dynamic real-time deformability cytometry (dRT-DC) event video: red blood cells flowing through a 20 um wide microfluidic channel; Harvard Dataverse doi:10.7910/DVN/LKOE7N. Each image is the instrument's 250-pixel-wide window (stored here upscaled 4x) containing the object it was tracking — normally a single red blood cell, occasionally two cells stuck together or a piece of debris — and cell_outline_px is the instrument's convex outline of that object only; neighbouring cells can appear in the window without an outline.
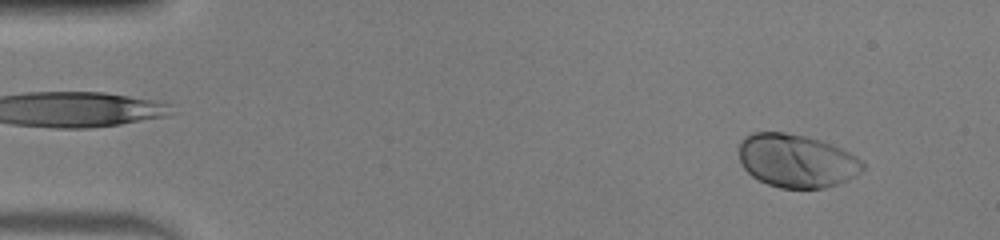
{"species": "human", "species_latin": "Homo sapiens", "temperature_condition": "warm", "stored_images_in_passage": 50, "camera_frame_rate_fps": 3000, "um_per_image_px": 0.085, "donor": {"sex": "male"}, "frame": {"image": 1, "passage_image": 4, "time_ms": 1.0, "image_size_px": [1000, 240], "cell_outline_px": [[864, 168], [856, 176], [848, 180], [824, 188], [780, 188], [768, 184], [752, 176], [744, 168], [740, 160], [740, 140], [744, 136], [752, 132], [784, 132], [804, 136], [820, 140], [832, 144], [856, 156], [864, 164]], "centroid_in_image_um": [67.7, 13.66], "position_along_channel_um": 17.3, "area_um2": 38.38}}
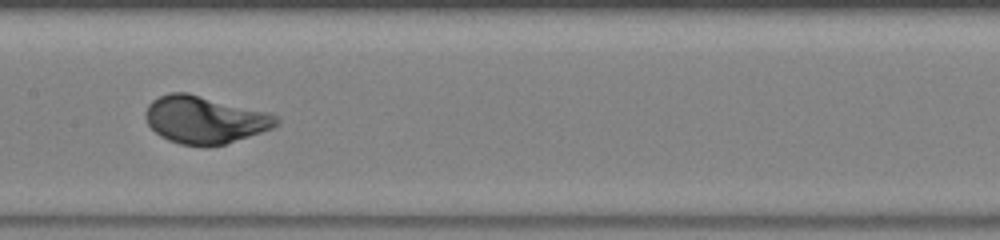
{"frame": {"image": 2, "passage_image": 25, "time_ms": 8.0, "image_size_px": [1000, 240], "cell_outline_px": [[280, 124], [272, 128], [224, 144], [204, 148], [180, 144], [168, 140], [160, 136], [148, 124], [144, 116], [144, 112], [148, 104], [152, 100], [168, 92], [188, 92], [268, 112], [276, 116], [280, 120]], "centroid_in_image_um": [17.38, 10.18], "position_along_channel_um": 190.0, "area_um2": 36.47}}
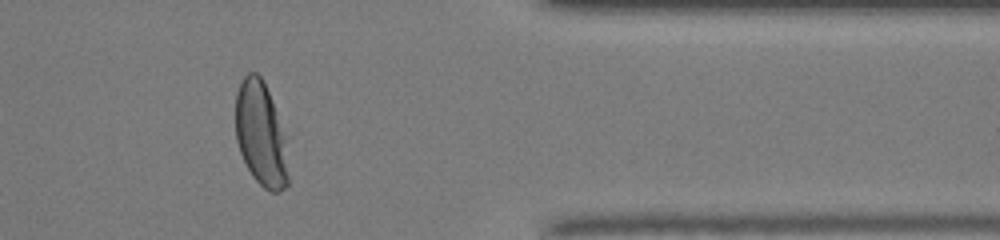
{"frame": {"image": 3, "passage_image": 41, "time_ms": 13.333, "image_size_px": [1000, 240], "cell_outline_px": [[288, 184], [280, 192], [272, 192], [264, 188], [252, 176], [240, 152], [236, 140], [236, 92], [244, 76], [248, 72], [256, 72], [260, 76], [268, 92], [284, 136], [288, 176]], "centroid_in_image_um": [22.14, 11.43], "position_along_channel_um": 389.3, "area_um2": 31.33}, "authors_computed_cell_mechanics": {"area_um2": 36.4429, "velocity_mm_per_s": 4.073, "shape_relaxation_time_tau1_ms": 2.8971, "shape_relaxation_time_tau2_ms": null, "deformation_change_tau1": 0.1743, "deformation_change_tau2": null}}